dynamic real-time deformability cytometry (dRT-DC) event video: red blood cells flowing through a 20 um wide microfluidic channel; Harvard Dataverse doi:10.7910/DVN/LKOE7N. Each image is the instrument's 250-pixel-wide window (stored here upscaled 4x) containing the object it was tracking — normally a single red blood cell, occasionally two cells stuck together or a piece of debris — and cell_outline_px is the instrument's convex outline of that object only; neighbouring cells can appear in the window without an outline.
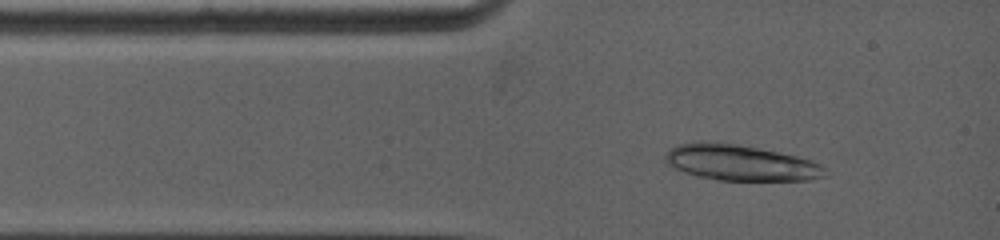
{"species": "common noctule bat (a hibernating species)", "species_latin": "Nyctalus noctula", "temperature_condition": "warm", "stored_images_in_passage": 5, "camera_frame_rate_fps": 5000, "um_per_image_px": 0.085, "animal": {"sex": "female", "body_mass_g": 19.0, "forearm_length_mm": 53.3}, "frame": {"image": 1, "passage_image": 4, "time_ms": 0.8, "image_size_px": [1000, 240], "cell_outline_px": [[828, 176], [808, 180], [720, 180], [700, 176], [684, 172], [672, 168], [664, 164], [664, 156], [672, 148], [680, 144], [692, 140], [716, 140], [780, 152], [796, 156], [820, 164], [824, 168]], "centroid_in_image_um": [62.87, 13.8], "position_along_channel_um": 22.1, "area_um2": 33.7}}